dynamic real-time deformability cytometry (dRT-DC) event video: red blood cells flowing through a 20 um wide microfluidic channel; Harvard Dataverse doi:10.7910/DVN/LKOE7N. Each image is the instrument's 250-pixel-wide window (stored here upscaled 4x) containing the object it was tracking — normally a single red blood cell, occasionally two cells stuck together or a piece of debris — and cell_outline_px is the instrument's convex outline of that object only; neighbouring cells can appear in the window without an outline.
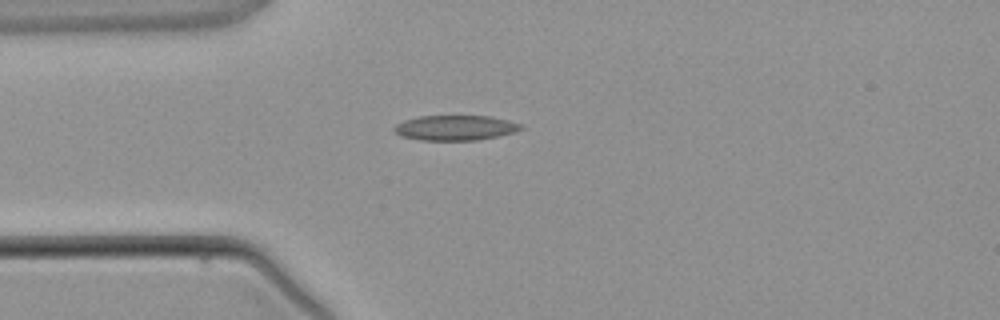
{"species": "common noctule bat (a hibernating species)", "species_latin": "Nyctalus noctula", "temperature_condition": "warm", "stored_images_in_passage": 2, "camera_frame_rate_fps": 3000, "um_per_image_px": 0.085, "animal": {"sex": "male", "body_mass_g": 21.5, "forearm_length_mm": 52.0}, "frame": {"image": 1, "passage_image": 2, "time_ms": 1.333, "image_size_px": [1000, 320], "cell_outline_px": [[524, 128], [516, 132], [476, 140], [420, 140], [400, 136], [392, 128], [396, 124], [404, 120], [420, 116], [492, 116], [524, 124]], "centroid_in_image_um": [38.72, 10.86], "position_along_channel_um": 46.3, "area_um2": 18.61}}